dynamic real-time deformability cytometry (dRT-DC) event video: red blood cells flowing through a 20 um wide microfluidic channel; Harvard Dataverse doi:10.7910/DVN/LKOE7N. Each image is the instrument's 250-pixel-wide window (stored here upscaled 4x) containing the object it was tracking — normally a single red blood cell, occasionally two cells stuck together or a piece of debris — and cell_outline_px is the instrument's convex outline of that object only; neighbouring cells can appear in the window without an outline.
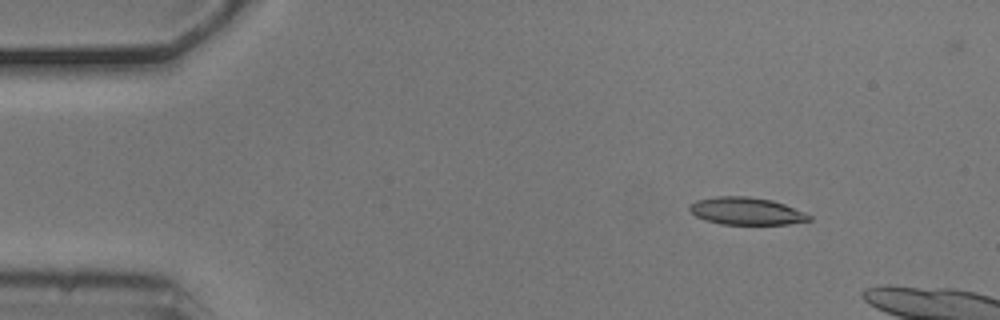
{"species": "common noctule bat (a hibernating species)", "species_latin": "Nyctalus noctula", "temperature_condition": "cold", "stored_images_in_passage": 3, "camera_frame_rate_fps": 3000, "um_per_image_px": 0.085, "animal": {"sex": "male", "body_mass_g": 20.5, "forearm_length_mm": 52.5}, "frame": {"image": 1, "passage_image": 2, "time_ms": 0.333, "image_size_px": [1000, 320], "cell_outline_px": [[812, 220], [788, 224], [720, 224], [696, 216], [688, 208], [696, 200], [716, 196], [748, 196], [772, 200], [784, 204], [804, 212], [812, 216]], "centroid_in_image_um": [63.46, 17.94], "position_along_channel_um": 21.5, "area_um2": 18.96}}